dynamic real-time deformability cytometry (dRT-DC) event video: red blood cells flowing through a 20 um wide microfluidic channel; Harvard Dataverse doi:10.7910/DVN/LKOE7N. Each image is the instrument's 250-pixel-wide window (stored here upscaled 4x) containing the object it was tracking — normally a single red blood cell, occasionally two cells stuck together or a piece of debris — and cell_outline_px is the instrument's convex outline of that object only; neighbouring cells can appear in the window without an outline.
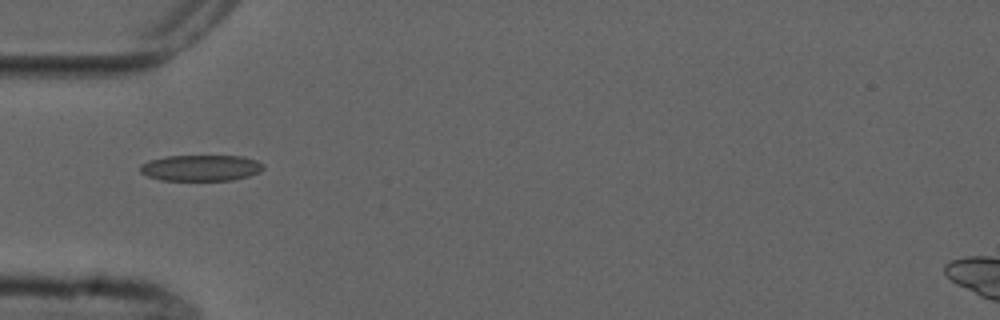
{"species": "common noctule bat (a hibernating species)", "species_latin": "Nyctalus noctula", "temperature_condition": "cold", "stored_images_in_passage": 6, "camera_frame_rate_fps": 3000, "um_per_image_px": 0.085, "animal": {"sex": "male", "forearm_length_mm": 52.5}, "frame": {"image": 1, "passage_image": 4, "time_ms": 3.667, "image_size_px": [1000, 320], "cell_outline_px": [[264, 168], [260, 172], [248, 176], [232, 180], [160, 180], [148, 176], [140, 172], [140, 164], [148, 160], [168, 156], [244, 156], [256, 160], [264, 164]], "centroid_in_image_um": [17.08, 14.27], "position_along_channel_um": 67.9, "area_um2": 18.79}}
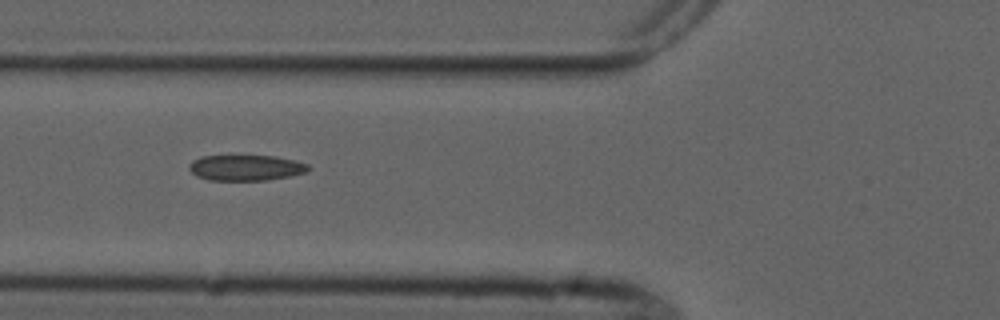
{"frame": {"image": 2, "passage_image": 5, "time_ms": 4.667, "image_size_px": [1000, 320], "cell_outline_px": [[308, 172], [288, 176], [264, 180], [208, 180], [196, 176], [188, 168], [188, 164], [192, 160], [200, 156], [276, 156], [308, 164]], "centroid_in_image_um": [20.84, 14.25], "position_along_channel_um": 105.0, "area_um2": 17.74}}
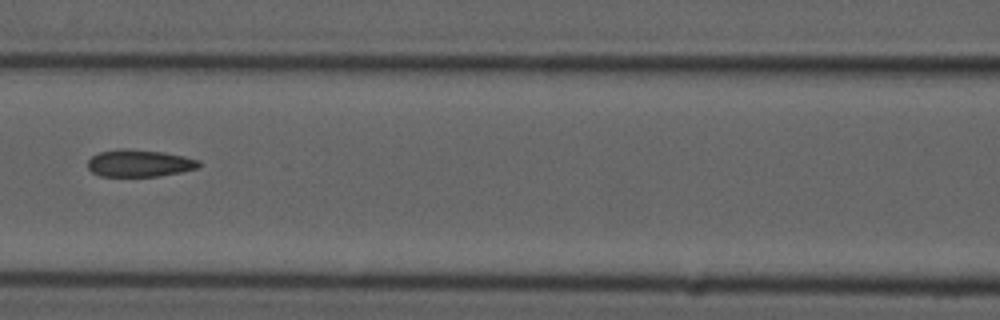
{"frame": {"image": 3, "passage_image": 6, "time_ms": 6.0, "image_size_px": [1000, 320], "cell_outline_px": [[200, 168], [180, 172], [156, 176], [100, 176], [92, 172], [88, 168], [88, 160], [92, 156], [100, 152], [120, 148], [124, 148], [164, 152], [184, 156], [200, 160]], "centroid_in_image_um": [11.86, 13.87], "position_along_channel_um": 154.7, "area_um2": 17.63}}